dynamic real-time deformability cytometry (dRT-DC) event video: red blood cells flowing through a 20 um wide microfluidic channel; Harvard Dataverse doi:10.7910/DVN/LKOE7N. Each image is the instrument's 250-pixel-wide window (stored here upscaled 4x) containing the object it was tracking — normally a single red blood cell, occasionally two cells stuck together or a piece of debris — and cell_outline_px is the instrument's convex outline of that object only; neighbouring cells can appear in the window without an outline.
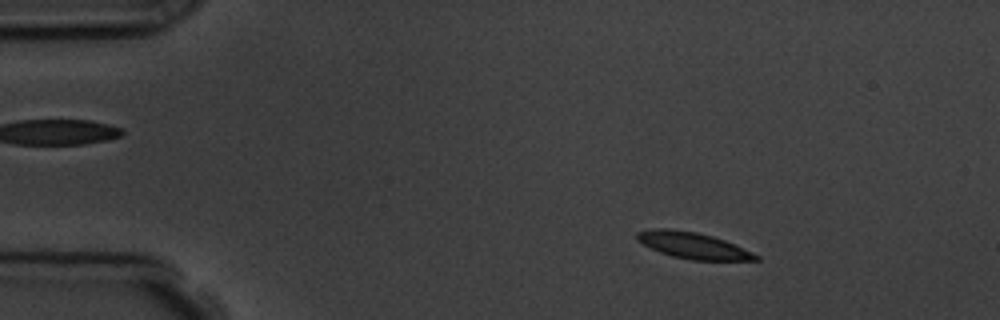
{"species": "common noctule bat (a hibernating species)", "species_latin": "Nyctalus noctula", "temperature_condition": "room temperature", "stored_images_in_passage": 4, "camera_frame_rate_fps": 3000, "um_per_image_px": 0.085, "animal": {"sex": "male", "body_mass_g": 19.5, "forearm_length_mm": 54.6}, "frame": {"image": 1, "passage_image": 2, "time_ms": 1.0, "image_size_px": [1000, 320], "cell_outline_px": [[760, 260], [692, 260], [672, 256], [660, 252], [636, 240], [636, 232], [652, 228], [672, 228], [696, 232], [712, 236], [724, 240], [752, 252], [760, 256]], "centroid_in_image_um": [58.88, 20.85], "position_along_channel_um": 26.1, "area_um2": 18.15}}